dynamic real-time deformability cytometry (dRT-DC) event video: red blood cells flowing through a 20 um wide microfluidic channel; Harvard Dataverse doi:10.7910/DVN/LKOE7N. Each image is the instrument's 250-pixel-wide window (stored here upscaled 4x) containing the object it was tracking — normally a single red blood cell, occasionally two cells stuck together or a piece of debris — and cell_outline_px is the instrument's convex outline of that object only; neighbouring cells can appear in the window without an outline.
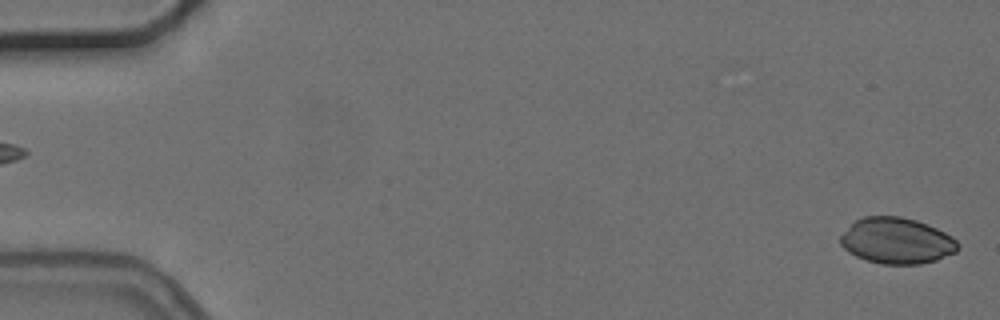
{"species": "common noctule bat (a hibernating species)", "species_latin": "Nyctalus noctula", "temperature_condition": "cold", "stored_images_in_passage": 2, "camera_frame_rate_fps": 3000, "um_per_image_px": 0.085, "animal": {"sex": "female", "body_mass_g": 24.6, "forearm_length_mm": 56.2}, "frame": {"image": 1, "passage_image": 2, "time_ms": 1.333, "image_size_px": [1000, 320], "cell_outline_px": [[960, 248], [956, 252], [936, 260], [920, 264], [884, 264], [868, 260], [856, 256], [848, 252], [840, 244], [840, 236], [856, 220], [864, 216], [900, 216], [916, 220], [936, 228], [952, 236], [960, 244]], "centroid_in_image_um": [76.24, 20.46], "position_along_channel_um": 8.8, "area_um2": 31.44}}